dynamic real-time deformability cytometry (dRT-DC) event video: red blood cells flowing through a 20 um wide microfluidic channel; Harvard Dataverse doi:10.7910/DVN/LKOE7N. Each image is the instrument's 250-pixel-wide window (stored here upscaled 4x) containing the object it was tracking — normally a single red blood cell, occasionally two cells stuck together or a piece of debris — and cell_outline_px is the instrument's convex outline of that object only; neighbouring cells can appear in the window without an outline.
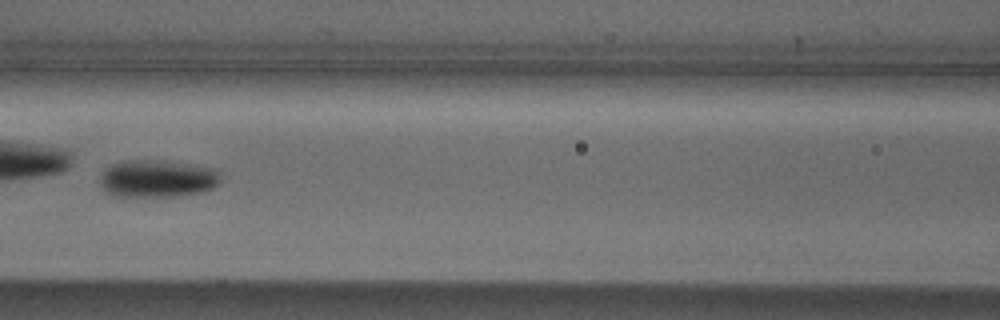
{"species": "Egyptian fruit bat (a non-hibernating species)", "species_latin": "Rousettus aegyptiacus", "temperature_condition": "cold", "stored_images_in_passage": 8, "camera_frame_rate_fps": 3000, "um_per_image_px": 0.085, "animal": {"sex": "male"}, "frame": {"image": 1, "passage_image": 8, "time_ms": 8.333, "image_size_px": [1000, 320], "cell_outline_px": [[224, 172], [220, 180], [212, 188], [200, 192], [176, 196], [112, 196], [104, 192], [100, 184], [100, 176], [104, 168], [112, 164], [124, 160], [164, 160], [216, 168]], "centroid_in_image_um": [13.37, 15.17], "position_along_channel_um": 153.2, "area_um2": 26.82}}